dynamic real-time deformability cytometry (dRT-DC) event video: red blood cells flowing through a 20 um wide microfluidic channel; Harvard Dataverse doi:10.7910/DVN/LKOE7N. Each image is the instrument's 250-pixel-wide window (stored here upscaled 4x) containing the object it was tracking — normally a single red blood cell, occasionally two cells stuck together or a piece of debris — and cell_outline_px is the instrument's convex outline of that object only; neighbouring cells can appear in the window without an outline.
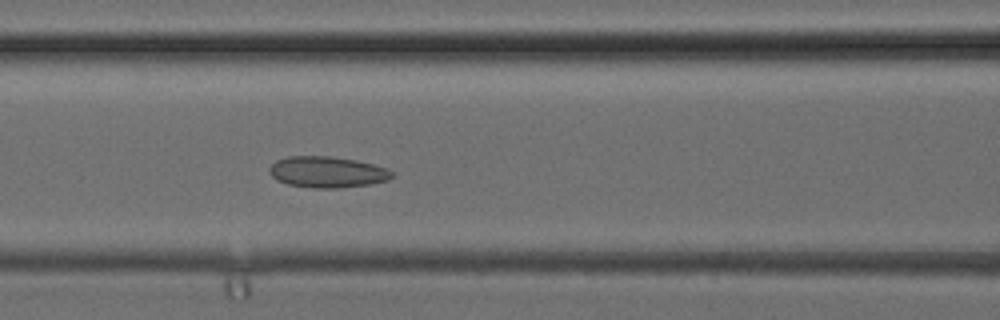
{"species": "common noctule bat (a hibernating species)", "species_latin": "Nyctalus noctula", "temperature_condition": "cold", "stored_images_in_passage": 37, "camera_frame_rate_fps": 3000, "um_per_image_px": 0.085, "animal": {"sex": "female", "body_mass_g": 24.6, "forearm_length_mm": 56.2}, "frame": {"image": 1, "passage_image": 15, "time_ms": 4.667, "image_size_px": [1000, 320], "cell_outline_px": [[392, 176], [388, 180], [372, 184], [340, 188], [312, 188], [288, 184], [276, 180], [268, 172], [268, 168], [276, 160], [288, 156], [332, 156], [356, 160], [388, 168], [392, 172]], "centroid_in_image_um": [27.8, 14.62], "position_along_channel_um": 138.8, "area_um2": 22.43}}
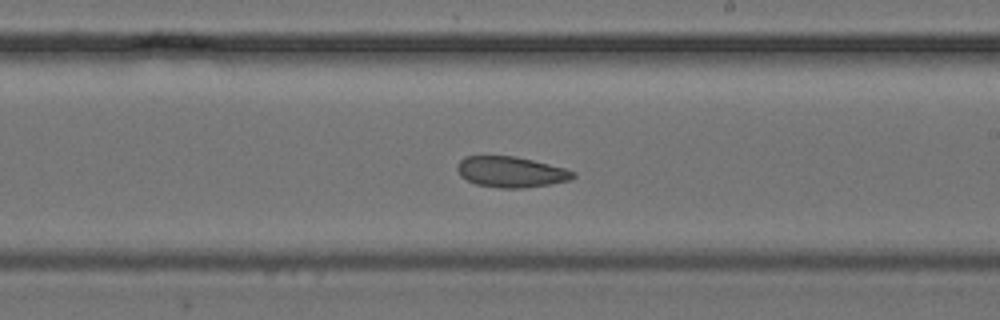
{"frame": {"image": 2, "passage_image": 21, "time_ms": 6.667, "image_size_px": [1000, 320], "cell_outline_px": [[576, 176], [572, 180], [524, 188], [500, 188], [476, 184], [460, 176], [456, 168], [456, 164], [464, 156], [516, 156], [564, 168], [576, 172]], "centroid_in_image_um": [43.42, 14.61], "position_along_channel_um": 245.6, "area_um2": 20.81}}
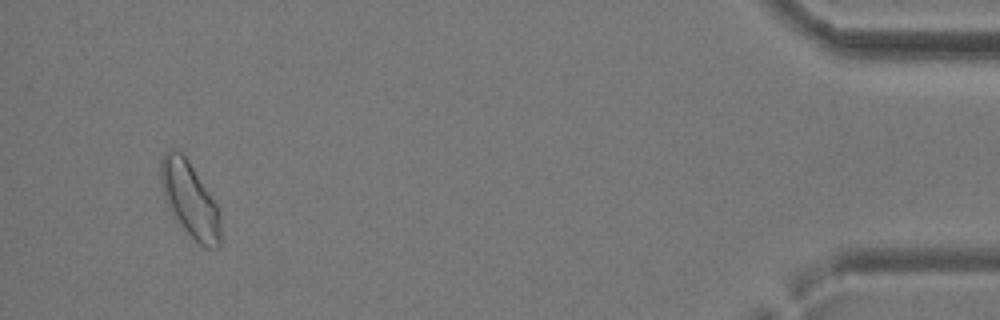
{"frame": {"image": 3, "passage_image": 35, "time_ms": 11.333, "image_size_px": [1000, 320], "cell_outline_px": [[220, 248], [208, 248], [200, 244], [180, 224], [168, 204], [164, 196], [160, 180], [160, 160], [168, 152], [180, 152], [188, 160], [216, 204], [220, 216]], "centroid_in_image_um": [16.15, 16.99], "position_along_channel_um": 419.0, "area_um2": 25.2}}